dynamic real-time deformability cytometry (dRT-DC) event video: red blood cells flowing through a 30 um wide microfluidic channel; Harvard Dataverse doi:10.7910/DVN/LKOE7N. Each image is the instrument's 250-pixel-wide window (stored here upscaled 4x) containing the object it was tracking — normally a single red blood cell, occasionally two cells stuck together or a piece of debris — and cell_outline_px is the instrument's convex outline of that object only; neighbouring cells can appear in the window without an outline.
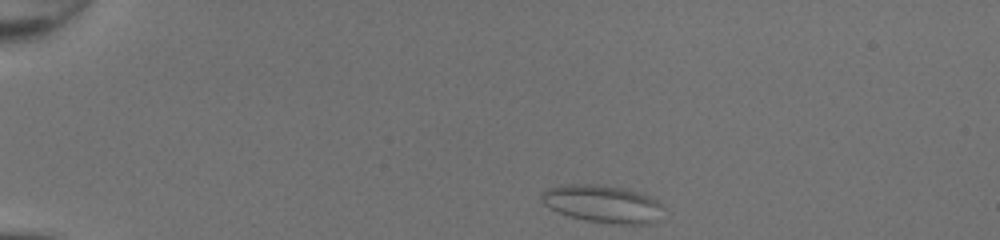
{"species": "common noctule bat (a hibernating species)", "species_latin": "Nyctalus noctula", "temperature_condition": "room temperature", "stored_images_in_passage": 40, "camera_frame_rate_fps": 3000, "um_per_image_px": 0.085, "animal": {"sex": "female", "body_mass_g": 20.0, "forearm_length_mm": 54.0}, "frame": {"image": 1, "passage_image": 1, "time_ms": 0.0, "image_size_px": [1000, 240], "cell_outline_px": [[664, 208], [656, 220], [652, 224], [612, 224], [584, 220], [568, 216], [548, 208], [540, 200], [540, 192], [548, 188], [564, 184], [600, 184], [624, 188], [640, 192], [656, 200]], "centroid_in_image_um": [51.18, 17.32], "position_along_channel_um": 33.8, "area_um2": 27.05}}
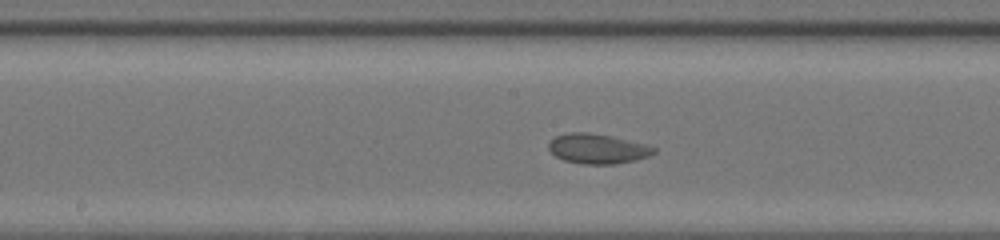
{"frame": {"image": 2, "passage_image": 18, "time_ms": 5.667, "image_size_px": [1000, 240], "cell_outline_px": [[656, 152], [648, 156], [636, 160], [616, 164], [584, 164], [564, 160], [556, 156], [548, 148], [548, 144], [556, 136], [568, 132], [588, 132], [612, 136], [648, 144], [656, 148]], "centroid_in_image_um": [50.83, 12.63], "position_along_channel_um": 197.4, "area_um2": 18.38}}
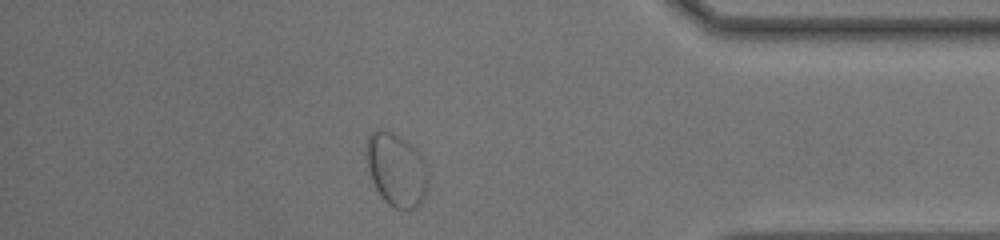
{"frame": {"image": 3, "passage_image": 34, "time_ms": 11.0, "image_size_px": [1000, 240], "cell_outline_px": [[428, 188], [420, 204], [408, 212], [396, 208], [388, 204], [380, 196], [372, 180], [368, 168], [364, 152], [364, 148], [368, 132], [380, 128], [392, 132], [400, 136], [420, 156], [428, 168]], "centroid_in_image_um": [33.65, 14.43], "position_along_channel_um": 401.5, "area_um2": 26.76}}